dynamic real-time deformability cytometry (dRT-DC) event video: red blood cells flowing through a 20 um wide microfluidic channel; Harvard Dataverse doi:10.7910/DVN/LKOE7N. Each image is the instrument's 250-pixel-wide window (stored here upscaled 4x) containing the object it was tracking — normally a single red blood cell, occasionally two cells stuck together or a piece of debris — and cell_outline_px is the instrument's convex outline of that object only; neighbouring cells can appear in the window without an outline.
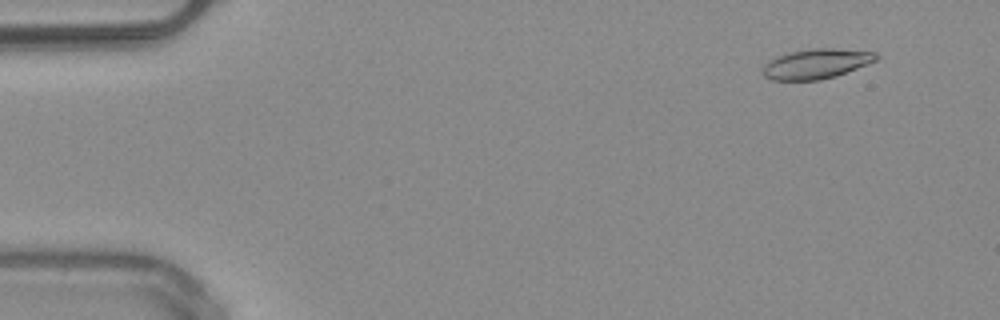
{"species": "common noctule bat (a hibernating species)", "species_latin": "Nyctalus noctula", "temperature_condition": "warm", "stored_images_in_passage": 51, "camera_frame_rate_fps": 3000, "um_per_image_px": 0.085, "animal": {"sex": "male", "body_mass_g": 20.4}, "frame": {"image": 1, "passage_image": 5, "time_ms": 1.333, "image_size_px": [1000, 320], "cell_outline_px": [[880, 56], [876, 60], [836, 76], [820, 80], [772, 80], [764, 76], [760, 72], [764, 64], [768, 60], [776, 56], [792, 52], [812, 48], [832, 48], [876, 52]], "centroid_in_image_um": [69.34, 5.42], "position_along_channel_um": 15.7, "area_um2": 19.77}}
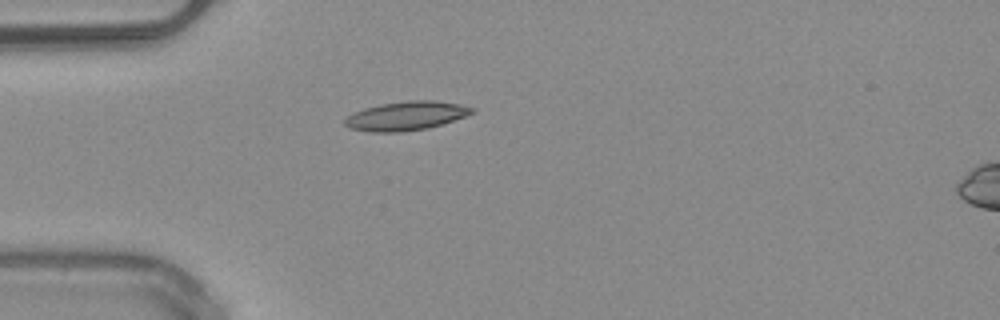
{"frame": {"image": 2, "passage_image": 15, "time_ms": 4.667, "image_size_px": [1000, 320], "cell_outline_px": [[476, 108], [472, 112], [464, 116], [444, 124], [428, 128], [404, 132], [372, 132], [352, 128], [344, 124], [344, 120], [352, 112], [364, 108], [380, 104], [408, 100], [436, 100], [460, 104]], "centroid_in_image_um": [34.53, 9.84], "position_along_channel_um": 50.5, "area_um2": 21.5}}
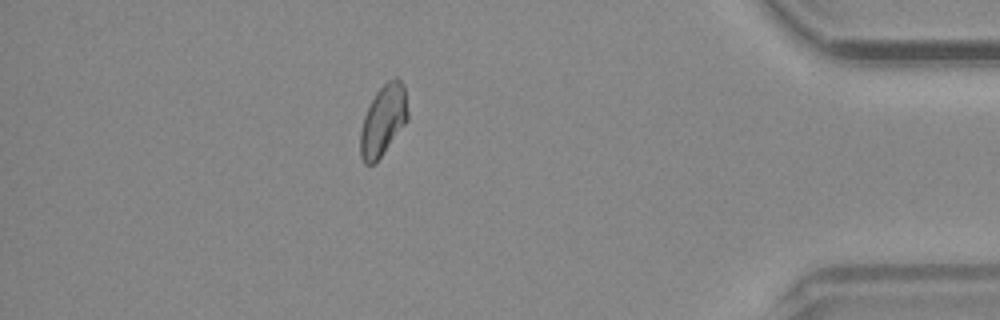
{"frame": {"image": 3, "passage_image": 45, "time_ms": 14.667, "image_size_px": [1000, 320], "cell_outline_px": [[408, 120], [380, 156], [372, 164], [364, 164], [360, 156], [360, 132], [364, 116], [376, 92], [388, 80], [396, 76], [400, 80], [404, 88], [408, 112]], "centroid_in_image_um": [32.56, 10.21], "position_along_channel_um": 402.6, "area_um2": 19.13}, "authors_computed_cell_mechanics": {"area_um2": 19.2474, "velocity_mm_per_s": 4.0479, "shape_relaxation_time_tau1_ms": 10.4941, "shape_relaxation_time_tau2_ms": null, "deformation_change_tau1": 0.1806, "deformation_change_tau2": null}}